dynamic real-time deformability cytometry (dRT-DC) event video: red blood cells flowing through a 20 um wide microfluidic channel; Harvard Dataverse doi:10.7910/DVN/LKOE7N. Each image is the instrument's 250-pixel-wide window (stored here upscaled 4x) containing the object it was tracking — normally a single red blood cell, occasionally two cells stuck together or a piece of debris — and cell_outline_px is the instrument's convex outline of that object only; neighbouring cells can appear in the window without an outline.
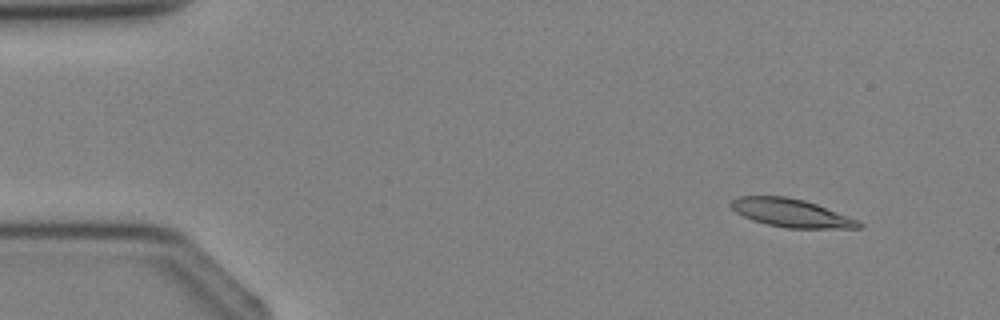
{"species": "Egyptian fruit bat (a non-hibernating species)", "species_latin": "Rousettus aegyptiacus", "temperature_condition": "cold", "stored_images_in_passage": 3, "camera_frame_rate_fps": 3000, "um_per_image_px": 0.085, "animal": {"sex": "female"}, "frame": {"image": 1, "passage_image": 2, "time_ms": 1.0, "image_size_px": [1000, 320], "cell_outline_px": [[864, 224], [860, 228], [788, 228], [768, 224], [752, 220], [736, 212], [728, 204], [736, 196], [788, 196], [804, 200], [816, 204], [856, 220]], "centroid_in_image_um": [67.19, 18.09], "position_along_channel_um": 17.8, "area_um2": 20.75}}